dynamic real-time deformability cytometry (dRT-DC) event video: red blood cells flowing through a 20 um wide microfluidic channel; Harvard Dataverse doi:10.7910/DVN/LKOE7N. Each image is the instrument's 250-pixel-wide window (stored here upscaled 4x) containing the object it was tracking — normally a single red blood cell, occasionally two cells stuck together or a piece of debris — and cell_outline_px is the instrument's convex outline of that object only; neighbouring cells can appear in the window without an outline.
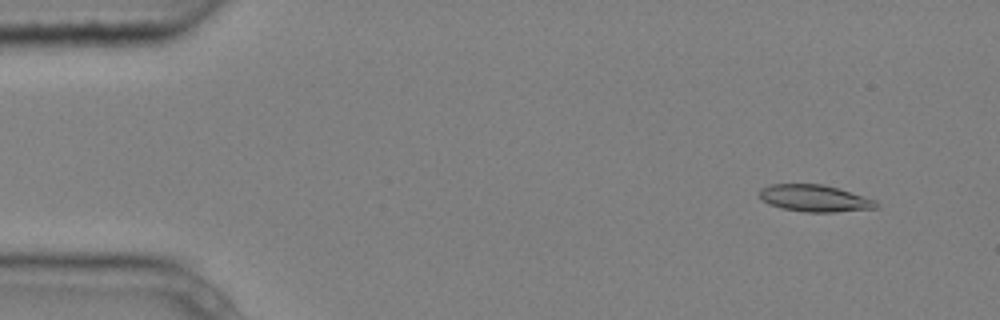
{"species": "common noctule bat (a hibernating species)", "species_latin": "Nyctalus noctula", "temperature_condition": "cold", "stored_images_in_passage": 6, "camera_frame_rate_fps": 3000, "um_per_image_px": 0.085, "animal": {"sex": "male", "body_mass_g": 20.4}, "frame": {"image": 1, "passage_image": 2, "time_ms": 0.333, "image_size_px": [1000, 320], "cell_outline_px": [[880, 204], [876, 208], [832, 212], [808, 212], [784, 208], [768, 204], [756, 192], [760, 188], [772, 184], [824, 184], [876, 200]], "centroid_in_image_um": [69.23, 16.84], "position_along_channel_um": 15.8, "area_um2": 18.15}}